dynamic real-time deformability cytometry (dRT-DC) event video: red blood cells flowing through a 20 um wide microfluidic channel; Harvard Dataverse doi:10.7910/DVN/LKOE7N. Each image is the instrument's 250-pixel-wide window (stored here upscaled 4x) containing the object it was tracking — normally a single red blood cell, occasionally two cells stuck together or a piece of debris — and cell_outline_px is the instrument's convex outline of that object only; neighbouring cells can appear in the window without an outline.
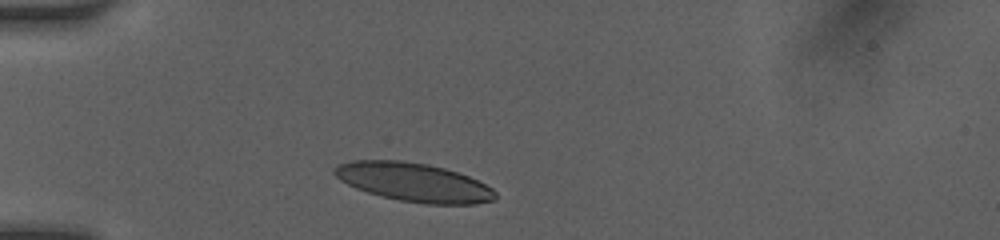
{"species": "human", "species_latin": "Homo sapiens", "temperature_condition": "room temperature", "stored_images_in_passage": 35, "camera_frame_rate_fps": 3000, "um_per_image_px": 0.085, "donor": {"sex": "female"}, "frame": {"image": 1, "passage_image": 1, "time_ms": 0.0, "image_size_px": [1000, 240], "cell_outline_px": [[496, 200], [476, 204], [428, 204], [400, 200], [380, 196], [356, 188], [340, 180], [332, 172], [332, 168], [340, 164], [352, 160], [400, 160], [428, 164], [444, 168], [468, 176], [492, 188], [496, 192]], "centroid_in_image_um": [35.16, 15.49], "position_along_channel_um": 49.8, "area_um2": 36.18}}
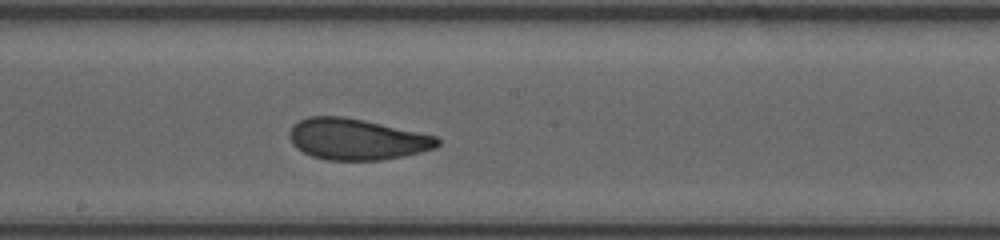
{"frame": {"image": 2, "passage_image": 16, "time_ms": 4.667, "image_size_px": [1000, 240], "cell_outline_px": [[440, 144], [436, 148], [404, 156], [380, 160], [328, 160], [312, 156], [296, 148], [292, 144], [288, 132], [292, 124], [308, 116], [344, 116], [364, 120], [436, 136], [440, 140]], "centroid_in_image_um": [30.29, 11.83], "position_along_channel_um": 217.9, "area_um2": 35.55}}
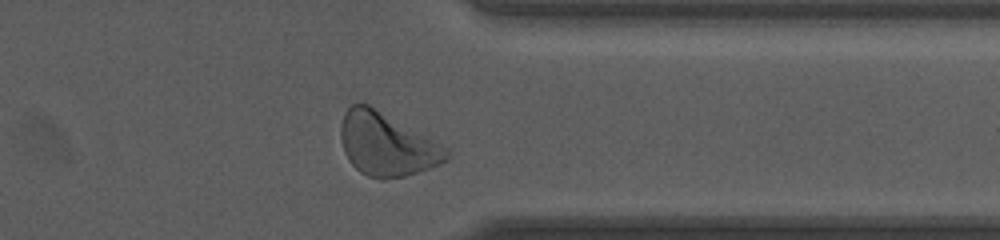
{"frame": {"image": 3, "passage_image": 30, "time_ms": 8.667, "image_size_px": [1000, 240], "cell_outline_px": [[452, 156], [448, 160], [440, 164], [404, 176], [384, 180], [380, 180], [368, 176], [360, 172], [348, 160], [344, 152], [340, 140], [340, 124], [344, 112], [352, 104], [368, 104], [448, 148]], "centroid_in_image_um": [32.85, 12.29], "position_along_channel_um": 378.6, "area_um2": 38.78}, "authors_computed_cell_mechanics": {"area_um2": 35.8938, "velocity_mm_per_s": 4.0739, "shape_relaxation_time_tau1_ms": 3.2517, "shape_relaxation_time_tau2_ms": 1.0485, "deformation_change_tau1": 0.1349, "deformation_change_tau2": 0.0627}}